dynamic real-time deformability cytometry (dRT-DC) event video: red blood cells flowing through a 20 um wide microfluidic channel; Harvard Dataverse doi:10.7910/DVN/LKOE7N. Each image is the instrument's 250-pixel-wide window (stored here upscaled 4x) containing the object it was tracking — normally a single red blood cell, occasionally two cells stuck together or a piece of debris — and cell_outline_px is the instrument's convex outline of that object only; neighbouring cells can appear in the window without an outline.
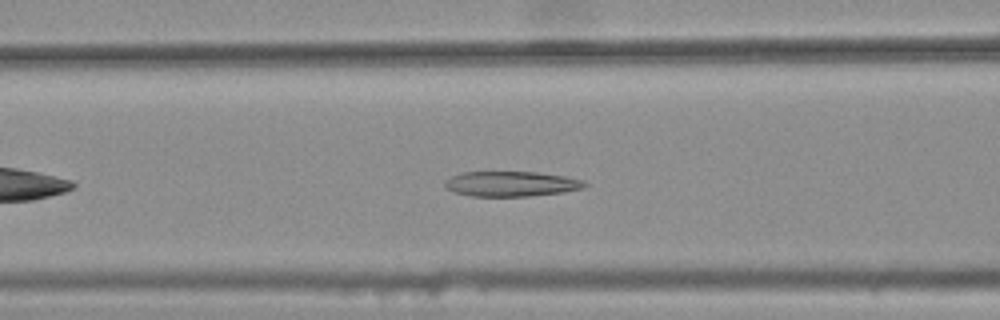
{"species": "common noctule bat (a hibernating species)", "species_latin": "Nyctalus noctula", "temperature_condition": "warm", "stored_images_in_passage": 31, "camera_frame_rate_fps": 3000, "um_per_image_px": 0.085, "animal": {"sex": "female", "body_mass_g": 25.1}, "frame": {"image": 1, "passage_image": 10, "time_ms": 3.0, "image_size_px": [1000, 320], "cell_outline_px": [[588, 184], [584, 188], [564, 192], [528, 196], [472, 196], [456, 192], [444, 188], [444, 180], [452, 176], [464, 172], [536, 172], [564, 176], [584, 180]], "centroid_in_image_um": [43.46, 15.63], "position_along_channel_um": 123.1, "area_um2": 20.46}}
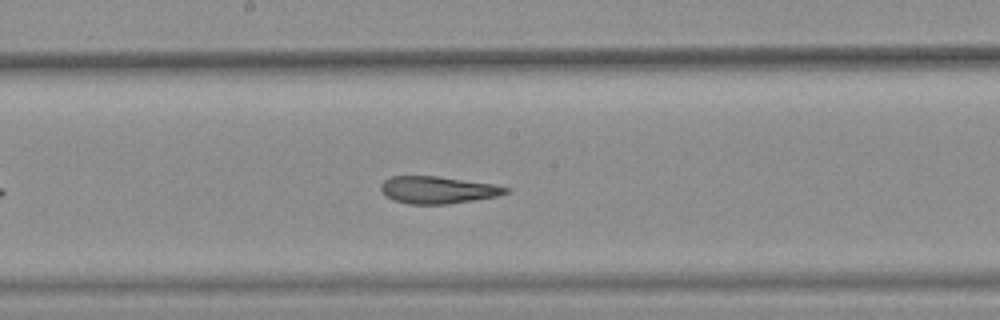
{"frame": {"image": 2, "passage_image": 17, "time_ms": 5.333, "image_size_px": [1000, 320], "cell_outline_px": [[508, 192], [496, 196], [448, 204], [408, 204], [392, 200], [384, 196], [380, 192], [380, 184], [384, 180], [392, 176], [436, 176], [496, 184], [508, 188]], "centroid_in_image_um": [37.14, 16.14], "position_along_channel_um": 211.1, "area_um2": 19.88}}
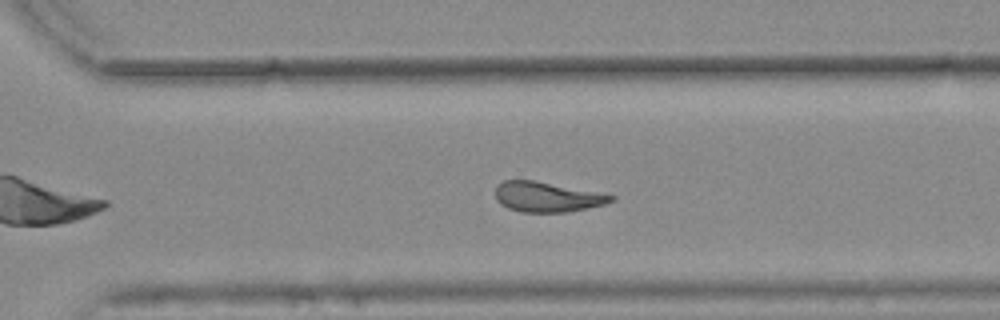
{"frame": {"image": 3, "passage_image": 26, "time_ms": 8.333, "image_size_px": [1000, 320], "cell_outline_px": [[616, 196], [612, 200], [604, 204], [588, 208], [568, 212], [520, 212], [508, 208], [500, 204], [496, 200], [496, 184], [504, 180], [532, 180], [596, 192]], "centroid_in_image_um": [46.44, 16.74], "position_along_channel_um": 324.2, "area_um2": 20.06}, "authors_computed_cell_mechanics": {"area_um2": 20.5768, "velocity_mm_per_s": 3.77, "shape_relaxation_time_tau1_ms": null, "shape_relaxation_time_tau2_ms": 3.5226, "deformation_change_tau1": null, "deformation_change_tau2": 0.0914}}